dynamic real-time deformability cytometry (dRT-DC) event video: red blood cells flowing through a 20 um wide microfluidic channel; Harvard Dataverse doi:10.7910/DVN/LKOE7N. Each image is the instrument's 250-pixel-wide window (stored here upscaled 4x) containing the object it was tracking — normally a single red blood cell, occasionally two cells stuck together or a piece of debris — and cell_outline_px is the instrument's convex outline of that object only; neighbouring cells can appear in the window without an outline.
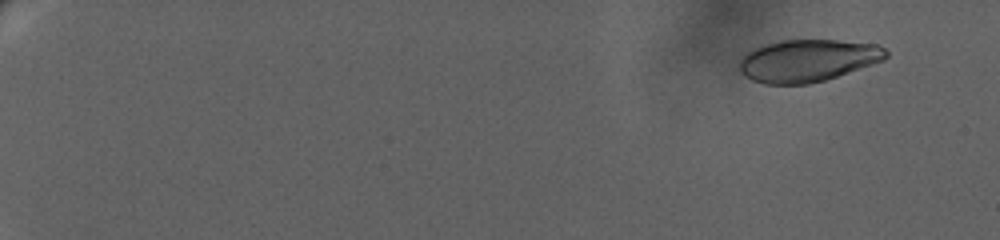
{"species": "human", "species_latin": "Homo sapiens", "temperature_condition": "warm", "stored_images_in_passage": 25, "camera_frame_rate_fps": 3000, "um_per_image_px": 0.085, "donor": {"sex": "female"}, "frame": {"image": 1, "passage_image": 5, "time_ms": 1.0, "image_size_px": [1000, 240], "cell_outline_px": [[888, 56], [884, 60], [824, 80], [808, 84], [764, 84], [752, 80], [744, 76], [740, 72], [740, 60], [752, 48], [760, 44], [784, 40], [836, 40], [876, 44], [884, 48], [888, 52]], "centroid_in_image_um": [68.63, 5.14], "position_along_channel_um": 16.4, "area_um2": 36.07}}
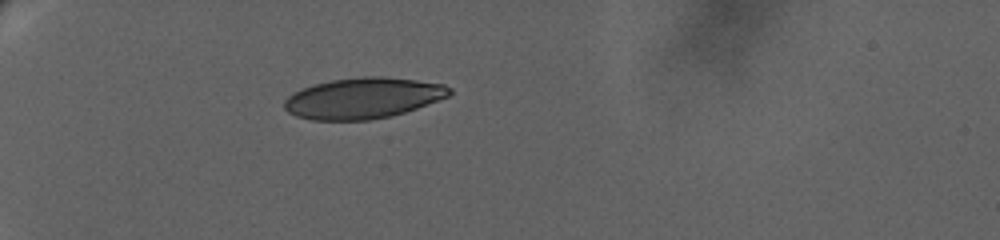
{"frame": {"image": 2, "passage_image": 22, "time_ms": 7.333, "image_size_px": [1000, 240], "cell_outline_px": [[452, 92], [448, 96], [416, 108], [392, 116], [368, 120], [312, 120], [296, 116], [288, 112], [284, 108], [284, 100], [292, 92], [316, 84], [332, 80], [364, 76], [380, 76], [416, 80], [444, 84], [452, 88]], "centroid_in_image_um": [30.85, 8.34], "position_along_channel_um": 54.2, "area_um2": 39.19}}